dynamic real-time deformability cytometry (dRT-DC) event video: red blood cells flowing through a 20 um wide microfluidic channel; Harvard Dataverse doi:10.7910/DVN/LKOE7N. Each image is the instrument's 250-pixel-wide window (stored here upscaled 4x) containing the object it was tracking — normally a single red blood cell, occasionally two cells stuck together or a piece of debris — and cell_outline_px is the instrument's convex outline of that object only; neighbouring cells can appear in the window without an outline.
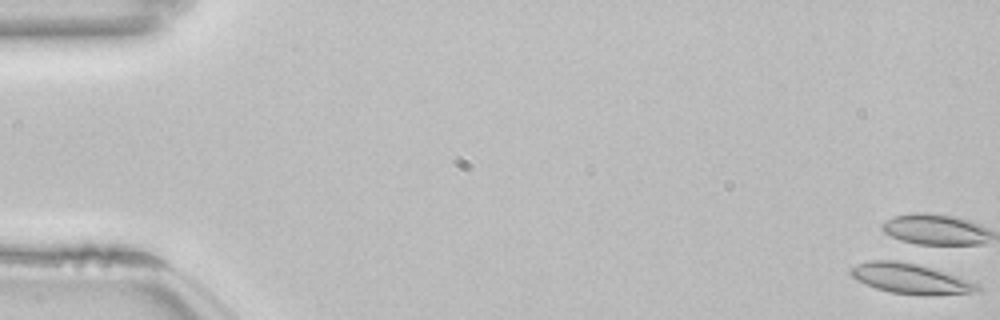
{"species": "common noctule bat (a hibernating species)", "species_latin": "Nyctalus noctula", "temperature_condition": "room temperature", "stored_images_in_passage": 54, "camera_frame_rate_fps": 3000, "um_per_image_px": 0.085, "animal": {"sex": "female", "body_mass_g": 22.7, "forearm_length_mm": 54.2}, "frame": {"image": 1, "passage_image": 1, "time_ms": 0.0, "image_size_px": [1000, 320], "cell_outline_px": [[984, 288], [980, 292], [928, 296], [924, 296], [892, 292], [876, 288], [852, 276], [848, 272], [852, 268], [868, 260], [892, 260], [916, 264], [932, 268], [980, 284]], "centroid_in_image_um": [77.49, 23.7], "position_along_channel_um": 7.5, "area_um2": 22.14}}